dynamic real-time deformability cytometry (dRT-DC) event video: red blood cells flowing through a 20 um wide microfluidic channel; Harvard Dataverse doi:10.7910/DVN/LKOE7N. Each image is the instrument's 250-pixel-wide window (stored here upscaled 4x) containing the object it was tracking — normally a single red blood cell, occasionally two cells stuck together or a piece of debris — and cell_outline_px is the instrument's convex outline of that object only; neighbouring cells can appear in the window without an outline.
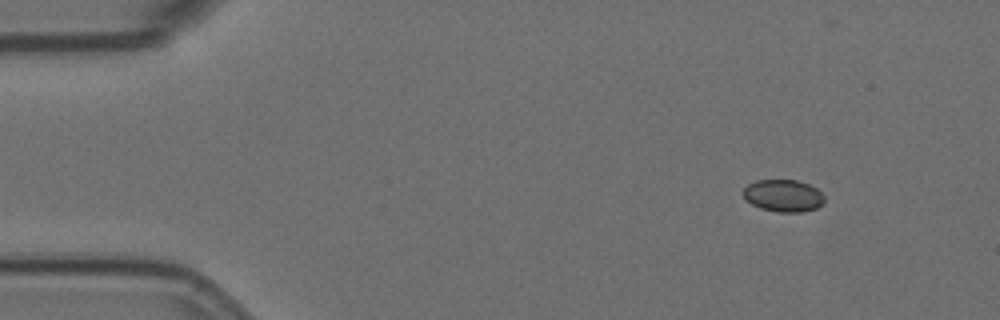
{"species": "Egyptian fruit bat (a non-hibernating species)", "species_latin": "Rousettus aegyptiacus", "temperature_condition": "room temperature", "stored_images_in_passage": 4, "camera_frame_rate_fps": 3000, "um_per_image_px": 0.085, "animal": {"sex": "female"}, "frame": {"image": 1, "passage_image": 1, "time_ms": 0.0, "image_size_px": [1000, 320], "cell_outline_px": [[824, 204], [816, 208], [800, 212], [780, 212], [760, 208], [744, 200], [744, 188], [748, 184], [756, 180], [796, 180], [808, 184], [816, 188], [824, 196]], "centroid_in_image_um": [66.58, 16.63], "position_along_channel_um": 18.4, "area_um2": 15.2}}
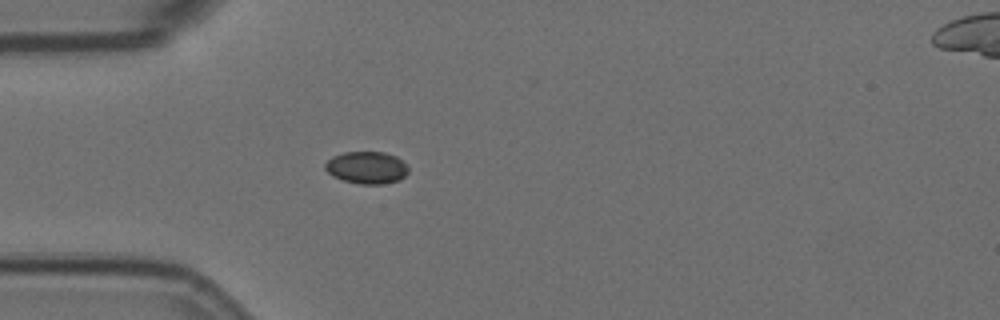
{"frame": {"image": 2, "passage_image": 4, "time_ms": 1.0, "image_size_px": [1000, 320], "cell_outline_px": [[408, 172], [400, 180], [384, 184], [360, 184], [344, 180], [332, 176], [324, 168], [324, 164], [332, 156], [344, 152], [384, 152], [396, 156], [408, 164]], "centroid_in_image_um": [31.18, 14.24], "position_along_channel_um": 53.8, "area_um2": 15.78}}